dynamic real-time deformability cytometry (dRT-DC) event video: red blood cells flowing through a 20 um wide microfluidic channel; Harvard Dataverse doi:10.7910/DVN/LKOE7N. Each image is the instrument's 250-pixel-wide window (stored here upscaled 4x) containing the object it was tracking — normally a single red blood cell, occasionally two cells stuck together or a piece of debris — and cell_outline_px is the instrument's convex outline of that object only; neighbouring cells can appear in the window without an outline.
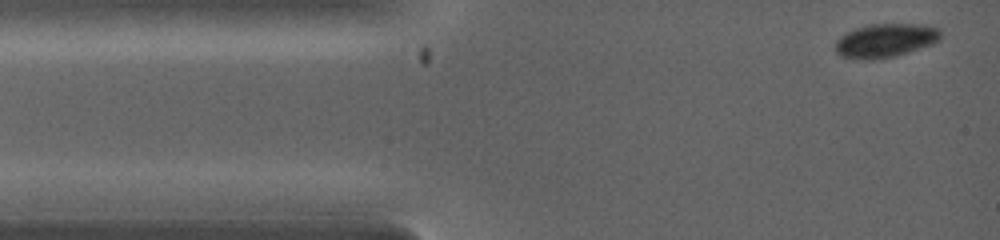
{"species": "common noctule bat (a hibernating species)", "species_latin": "Nyctalus noctula", "temperature_condition": "warm", "stored_images_in_passage": 10, "camera_frame_rate_fps": 5000, "um_per_image_px": 0.085, "animal": {"sex": "female", "body_mass_g": 19.0, "forearm_length_mm": 53.3}, "frame": {"image": 1, "passage_image": 1, "time_ms": 0.0, "image_size_px": [1000, 240], "cell_outline_px": [[940, 40], [932, 44], [908, 52], [892, 56], [844, 56], [836, 52], [836, 40], [840, 36], [856, 28], [868, 24], [924, 24], [940, 28]], "centroid_in_image_um": [75.35, 3.36], "position_along_channel_um": 9.7, "area_um2": 19.77}}
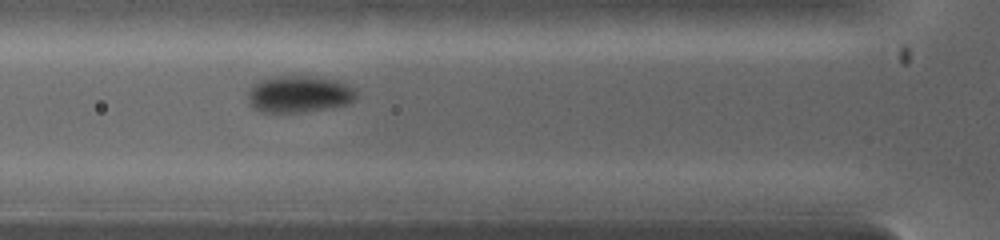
{"frame": {"image": 2, "passage_image": 7, "time_ms": 2.6, "image_size_px": [1000, 240], "cell_outline_px": [[356, 96], [348, 104], [300, 112], [260, 112], [252, 104], [248, 96], [248, 92], [252, 84], [260, 80], [276, 76], [308, 76], [340, 80], [352, 88], [356, 92]], "centroid_in_image_um": [25.41, 7.98], "position_along_channel_um": 100.4, "area_um2": 22.95}}
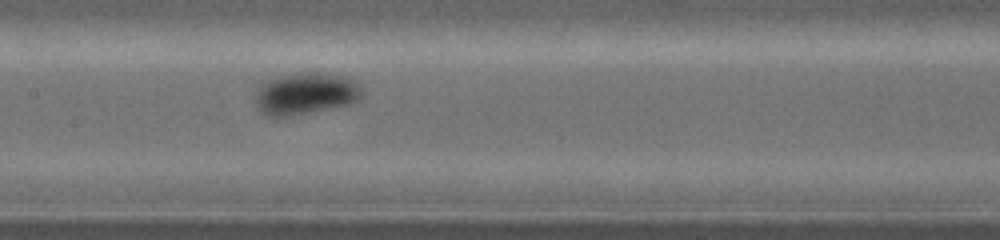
{"frame": {"image": 3, "passage_image": 10, "time_ms": 4.0, "image_size_px": [1000, 240], "cell_outline_px": [[360, 96], [356, 100], [348, 104], [308, 112], [284, 116], [268, 116], [260, 112], [256, 104], [256, 92], [268, 80], [276, 76], [292, 72], [320, 72], [344, 76], [356, 80], [360, 84]], "centroid_in_image_um": [25.96, 7.92], "position_along_channel_um": 181.4, "area_um2": 25.78}}